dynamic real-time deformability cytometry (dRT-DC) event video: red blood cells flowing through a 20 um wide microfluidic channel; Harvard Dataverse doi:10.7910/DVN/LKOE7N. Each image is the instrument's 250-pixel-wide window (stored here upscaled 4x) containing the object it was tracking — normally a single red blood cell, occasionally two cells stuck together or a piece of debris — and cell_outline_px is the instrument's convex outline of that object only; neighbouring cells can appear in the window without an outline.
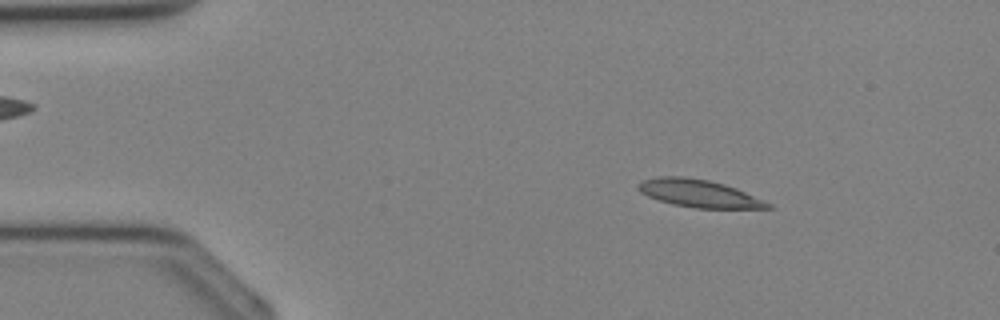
{"species": "Egyptian fruit bat (a non-hibernating species)", "species_latin": "Rousettus aegyptiacus", "temperature_condition": "cold", "stored_images_in_passage": 33, "camera_frame_rate_fps": 3000, "um_per_image_px": 0.085, "animal": {"sex": "female"}, "frame": {"image": 1, "passage_image": 3, "time_ms": 0.667, "image_size_px": [1000, 320], "cell_outline_px": [[776, 208], [696, 208], [676, 204], [660, 200], [648, 196], [640, 192], [636, 188], [636, 184], [644, 180], [660, 176], [684, 176], [708, 180], [724, 184], [736, 188], [764, 200], [772, 204]], "centroid_in_image_um": [59.42, 16.43], "position_along_channel_um": 25.6, "area_um2": 20.69}}
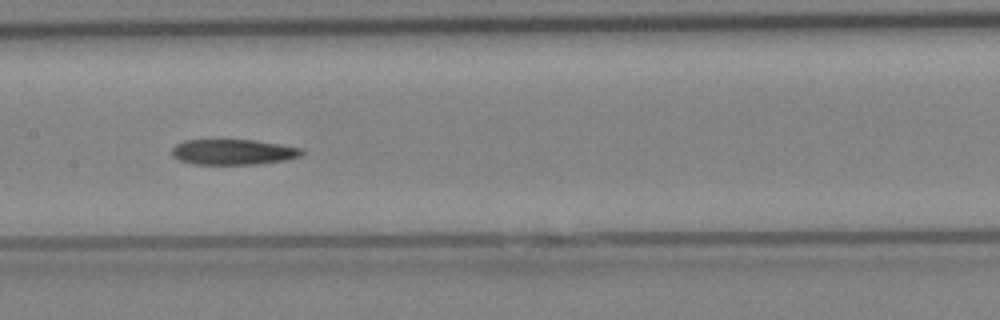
{"frame": {"image": 2, "passage_image": 15, "time_ms": 4.667, "image_size_px": [1000, 320], "cell_outline_px": [[304, 152], [300, 156], [284, 160], [256, 164], [192, 164], [180, 160], [172, 156], [172, 148], [176, 144], [184, 140], [252, 140], [280, 144], [300, 148]], "centroid_in_image_um": [19.78, 12.92], "position_along_channel_um": 187.6, "area_um2": 19.13}}
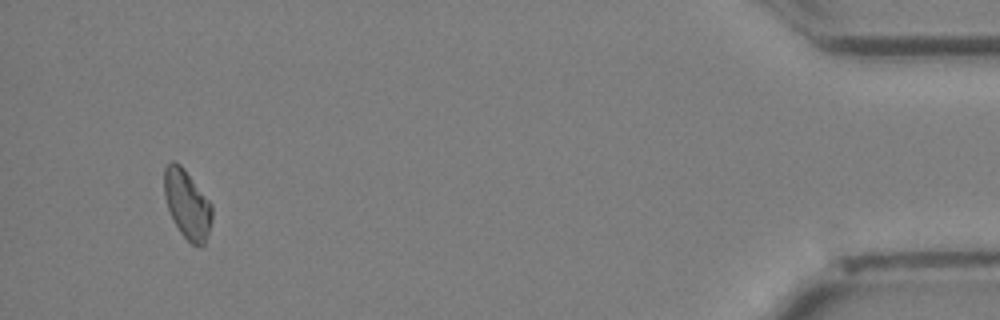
{"frame": {"image": 3, "passage_image": 31, "time_ms": 10.0, "image_size_px": [1000, 320], "cell_outline_px": [[212, 220], [204, 244], [192, 244], [180, 232], [168, 208], [164, 196], [164, 168], [172, 160], [176, 160], [184, 168], [212, 204]], "centroid_in_image_um": [15.9, 17.31], "position_along_channel_um": 419.3, "area_um2": 18.9}}